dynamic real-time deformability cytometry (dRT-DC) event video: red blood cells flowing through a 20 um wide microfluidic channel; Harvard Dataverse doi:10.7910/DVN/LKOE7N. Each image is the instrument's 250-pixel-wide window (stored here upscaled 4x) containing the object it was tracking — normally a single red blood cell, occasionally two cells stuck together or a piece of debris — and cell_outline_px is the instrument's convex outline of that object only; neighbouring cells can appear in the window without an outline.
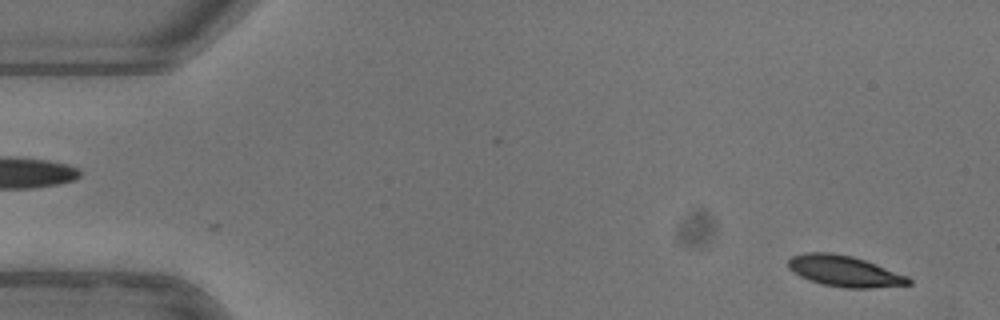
{"species": "common noctule bat (a hibernating species)", "species_latin": "Nyctalus noctula", "temperature_condition": "warm", "stored_images_in_passage": 51, "camera_frame_rate_fps": 3000, "um_per_image_px": 0.085, "animal": {"sex": "female"}, "frame": {"image": 1, "passage_image": 1, "time_ms": 0.0, "image_size_px": [1000, 320], "cell_outline_px": [[912, 284], [872, 288], [844, 288], [824, 284], [808, 280], [792, 272], [788, 268], [788, 260], [792, 256], [804, 252], [832, 252], [852, 256], [876, 264], [908, 276], [912, 280]], "centroid_in_image_um": [71.76, 23.04], "position_along_channel_um": 13.2, "area_um2": 21.85}}
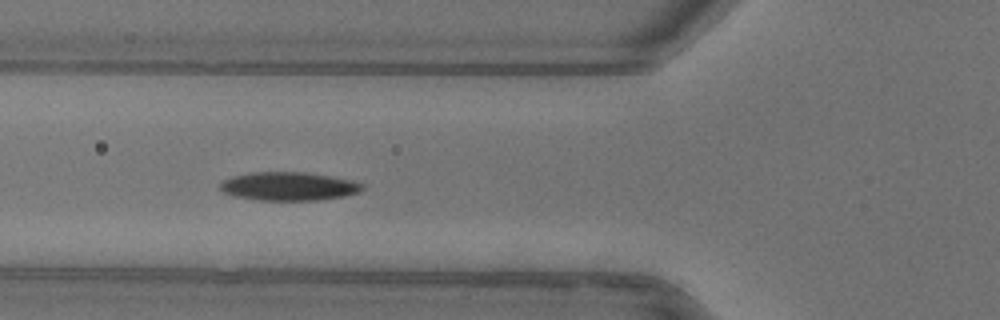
{"frame": {"image": 2, "passage_image": 17, "time_ms": 5.333, "image_size_px": [1000, 320], "cell_outline_px": [[364, 188], [360, 192], [344, 196], [316, 200], [260, 200], [236, 196], [224, 192], [220, 188], [220, 184], [224, 180], [232, 176], [252, 172], [304, 172], [352, 180], [364, 184]], "centroid_in_image_um": [24.56, 15.83], "position_along_channel_um": 101.2, "area_um2": 23.41}}
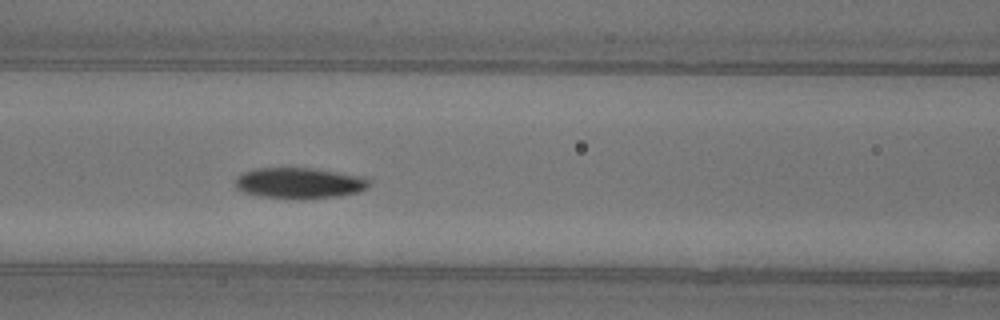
{"frame": {"image": 3, "passage_image": 20, "time_ms": 6.333, "image_size_px": [1000, 320], "cell_outline_px": [[368, 188], [360, 192], [336, 196], [260, 196], [244, 192], [236, 188], [236, 176], [240, 172], [252, 168], [312, 168], [360, 176], [368, 180]], "centroid_in_image_um": [25.38, 15.51], "position_along_channel_um": 141.2, "area_um2": 23.12}, "authors_computed_cell_mechanics": {"area_um2": 22.7732, "velocity_mm_per_s": 3.9645, "shape_relaxation_time_tau1_ms": 3.1348, "shape_relaxation_time_tau2_ms": 3.1015, "deformation_change_tau1": 0.1509, "deformation_change_tau2": 0.0616}}